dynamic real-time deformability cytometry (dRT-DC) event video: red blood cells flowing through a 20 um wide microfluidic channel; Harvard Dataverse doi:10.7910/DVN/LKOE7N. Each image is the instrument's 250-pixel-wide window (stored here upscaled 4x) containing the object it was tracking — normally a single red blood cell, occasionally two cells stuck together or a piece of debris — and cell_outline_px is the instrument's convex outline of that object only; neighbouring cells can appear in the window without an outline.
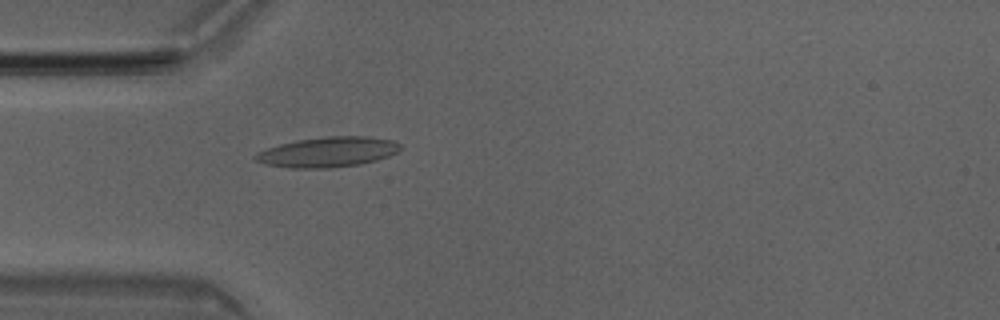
{"species": "Egyptian fruit bat (a non-hibernating species)", "species_latin": "Rousettus aegyptiacus", "temperature_condition": "room temperature", "stored_images_in_passage": 16, "camera_frame_rate_fps": 3000, "um_per_image_px": 0.085, "animal": {"sex": "male"}, "frame": {"image": 1, "passage_image": 2, "time_ms": 0.333, "image_size_px": [1000, 320], "cell_outline_px": [[404, 148], [388, 156], [376, 160], [360, 164], [328, 168], [288, 168], [264, 164], [252, 160], [252, 156], [256, 152], [280, 144], [296, 140], [328, 136], [368, 136], [392, 140], [400, 144]], "centroid_in_image_um": [27.83, 12.92], "position_along_channel_um": 57.2, "area_um2": 25.66}}
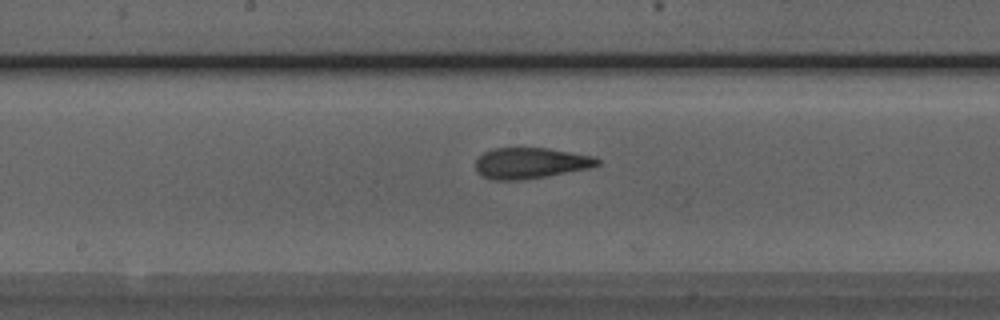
{"frame": {"image": 2, "passage_image": 13, "time_ms": 4.0, "image_size_px": [1000, 320], "cell_outline_px": [[600, 164], [588, 168], [524, 180], [492, 180], [476, 172], [476, 160], [484, 152], [492, 148], [548, 148], [596, 156], [600, 160]], "centroid_in_image_um": [45.09, 13.86], "position_along_channel_um": 203.1, "area_um2": 21.96}}